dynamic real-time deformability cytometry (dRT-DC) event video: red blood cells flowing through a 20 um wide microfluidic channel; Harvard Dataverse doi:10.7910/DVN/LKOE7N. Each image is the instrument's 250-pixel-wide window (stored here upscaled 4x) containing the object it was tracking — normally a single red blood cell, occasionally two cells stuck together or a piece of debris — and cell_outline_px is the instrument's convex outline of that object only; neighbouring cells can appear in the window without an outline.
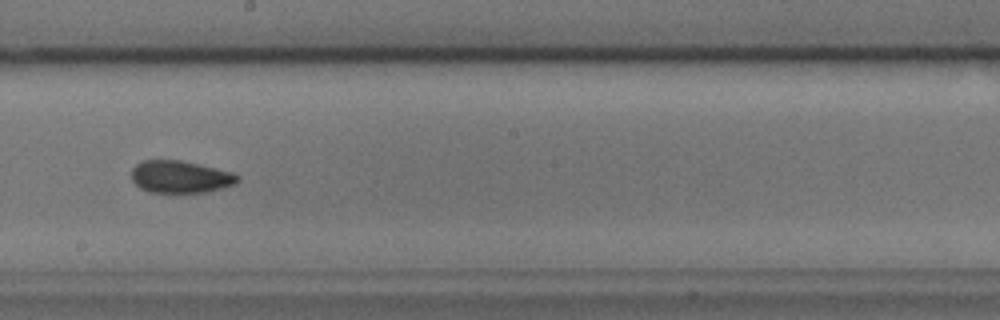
{"species": "common noctule bat (a hibernating species)", "species_latin": "Nyctalus noctula", "temperature_condition": "cold", "stored_images_in_passage": 41, "camera_frame_rate_fps": 3000, "um_per_image_px": 0.085, "animal": {"sex": "male", "body_mass_g": 17.9, "forearm_length_mm": 54.2}, "frame": {"image": 1, "passage_image": 18, "time_ms": 5.667, "image_size_px": [1000, 320], "cell_outline_px": [[240, 180], [236, 184], [204, 192], [152, 192], [140, 188], [132, 180], [132, 168], [140, 160], [180, 160], [232, 172], [240, 176]], "centroid_in_image_um": [15.32, 15.02], "position_along_channel_um": 232.9, "area_um2": 19.83}, "authors_computed_cell_mechanics": {"area_um2": 19.941, "velocity_mm_per_s": 3.7726, "shape_relaxation_time_tau1_ms": null, "shape_relaxation_time_tau2_ms": 1.843, "deformation_change_tau1": null, "deformation_change_tau2": 0.0675}}